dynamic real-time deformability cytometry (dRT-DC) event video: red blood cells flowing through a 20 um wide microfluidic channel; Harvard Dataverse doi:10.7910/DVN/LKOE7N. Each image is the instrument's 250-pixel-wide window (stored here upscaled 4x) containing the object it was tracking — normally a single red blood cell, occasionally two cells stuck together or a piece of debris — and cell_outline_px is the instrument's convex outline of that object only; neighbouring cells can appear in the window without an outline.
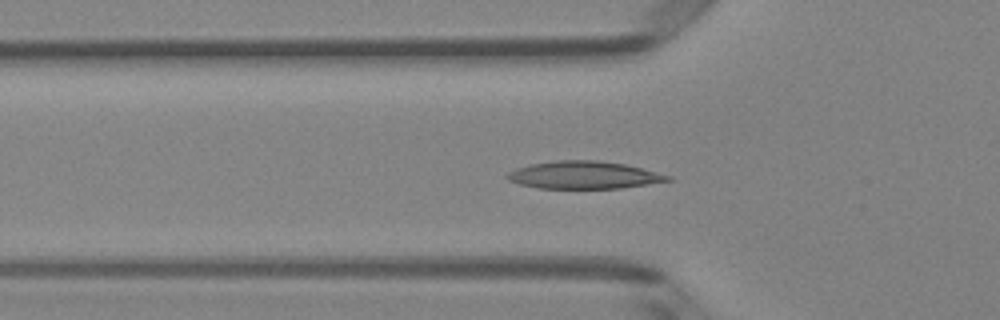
{"species": "Egyptian fruit bat (a non-hibernating species)", "species_latin": "Rousettus aegyptiacus", "temperature_condition": "room temperature", "stored_images_in_passage": 50, "camera_frame_rate_fps": 3000, "um_per_image_px": 0.085, "animal": {"sex": "female"}, "frame": {"image": 1, "passage_image": 16, "time_ms": 5.0, "image_size_px": [1000, 320], "cell_outline_px": [[672, 180], [620, 188], [540, 188], [520, 184], [508, 180], [504, 176], [508, 172], [516, 168], [528, 164], [556, 160], [596, 160], [624, 164], [672, 176]], "centroid_in_image_um": [49.57, 14.87], "position_along_channel_um": 76.2, "area_um2": 25.61}}
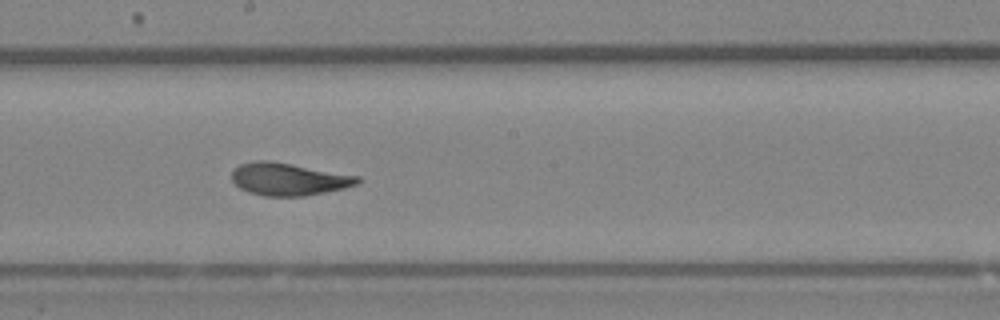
{"frame": {"image": 2, "passage_image": 27, "time_ms": 8.667, "image_size_px": [1000, 320], "cell_outline_px": [[360, 184], [344, 188], [304, 196], [268, 196], [248, 192], [240, 188], [232, 180], [232, 172], [240, 164], [256, 160], [268, 160], [360, 176]], "centroid_in_image_um": [24.55, 15.23], "position_along_channel_um": 223.7, "area_um2": 23.64}}
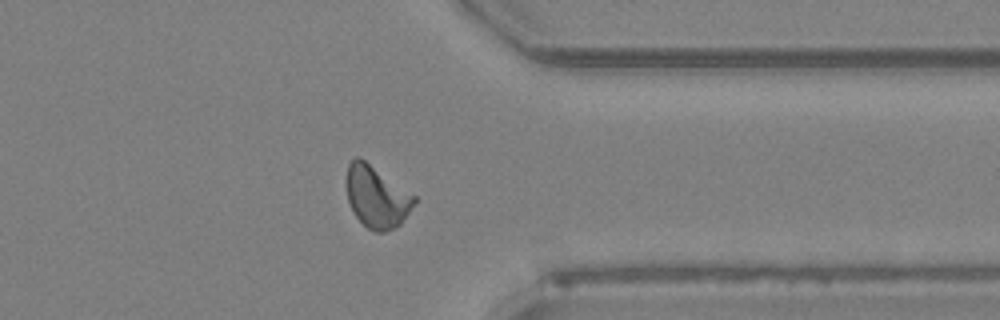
{"frame": {"image": 3, "passage_image": 39, "time_ms": 12.667, "image_size_px": [1000, 320], "cell_outline_px": [[416, 200], [400, 224], [384, 232], [376, 232], [368, 228], [352, 212], [348, 200], [348, 164], [356, 156], [360, 156], [416, 196]], "centroid_in_image_um": [32.02, 16.71], "position_along_channel_um": 379.4, "area_um2": 23.99}, "authors_computed_cell_mechanics": {"area_um2": 24.1026, "velocity_mm_per_s": 4.0362, "shape_relaxation_time_tau1_ms": 4.1188, "shape_relaxation_time_tau2_ms": 1.108, "deformation_change_tau1": 0.1685, "deformation_change_tau2": 0.0579}}